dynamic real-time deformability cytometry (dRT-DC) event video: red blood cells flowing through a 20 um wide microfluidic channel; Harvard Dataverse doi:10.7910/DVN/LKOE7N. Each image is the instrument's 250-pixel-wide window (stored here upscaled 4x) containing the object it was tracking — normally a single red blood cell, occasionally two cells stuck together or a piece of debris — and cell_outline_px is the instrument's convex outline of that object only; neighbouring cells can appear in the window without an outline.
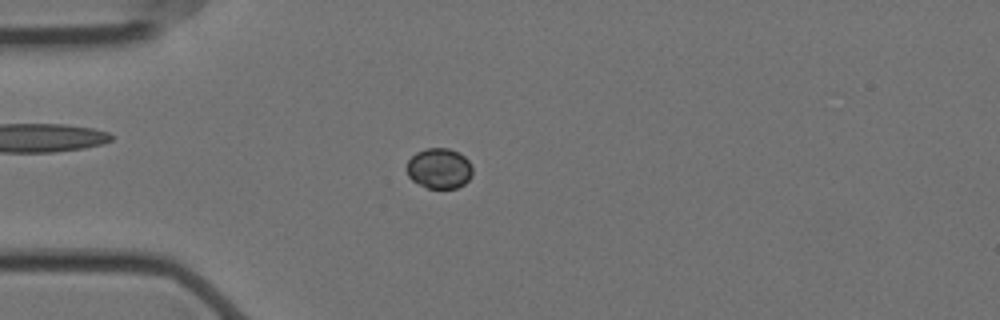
{"species": "Egyptian fruit bat (a non-hibernating species)", "species_latin": "Rousettus aegyptiacus", "temperature_condition": "cold", "stored_images_in_passage": 56, "camera_frame_rate_fps": 3000, "um_per_image_px": 0.085, "animal": {"sex": "female"}, "frame": {"image": 1, "passage_image": 16, "time_ms": 5.0, "image_size_px": [1000, 320], "cell_outline_px": [[472, 176], [464, 184], [456, 188], [428, 188], [412, 180], [408, 176], [408, 160], [416, 152], [424, 148], [448, 148], [460, 152], [468, 160], [472, 168]], "centroid_in_image_um": [37.35, 14.3], "position_along_channel_um": 47.6, "area_um2": 15.49}}
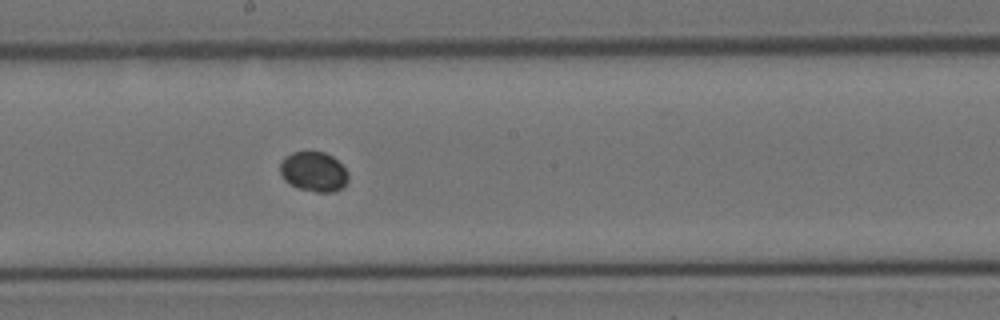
{"frame": {"image": 2, "passage_image": 32, "time_ms": 10.333, "image_size_px": [1000, 320], "cell_outline_px": [[348, 180], [344, 188], [332, 192], [316, 192], [296, 188], [284, 180], [280, 172], [280, 160], [284, 156], [292, 152], [324, 152], [332, 156], [348, 172]], "centroid_in_image_um": [26.65, 14.6], "position_along_channel_um": 221.6, "area_um2": 16.01}}
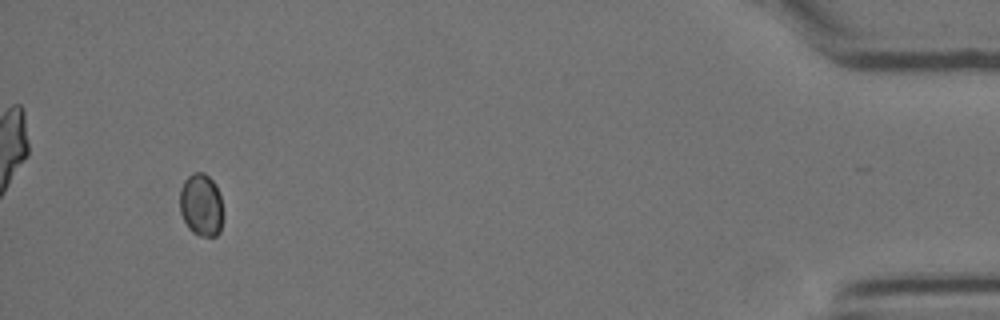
{"frame": {"image": 3, "passage_image": 55, "time_ms": 18.0, "image_size_px": [1000, 320], "cell_outline_px": [[224, 216], [220, 232], [216, 236], [200, 236], [192, 232], [188, 228], [180, 212], [180, 188], [184, 180], [192, 172], [204, 172], [216, 184], [220, 196]], "centroid_in_image_um": [17.11, 17.42], "position_along_channel_um": 418.1, "area_um2": 16.13}}